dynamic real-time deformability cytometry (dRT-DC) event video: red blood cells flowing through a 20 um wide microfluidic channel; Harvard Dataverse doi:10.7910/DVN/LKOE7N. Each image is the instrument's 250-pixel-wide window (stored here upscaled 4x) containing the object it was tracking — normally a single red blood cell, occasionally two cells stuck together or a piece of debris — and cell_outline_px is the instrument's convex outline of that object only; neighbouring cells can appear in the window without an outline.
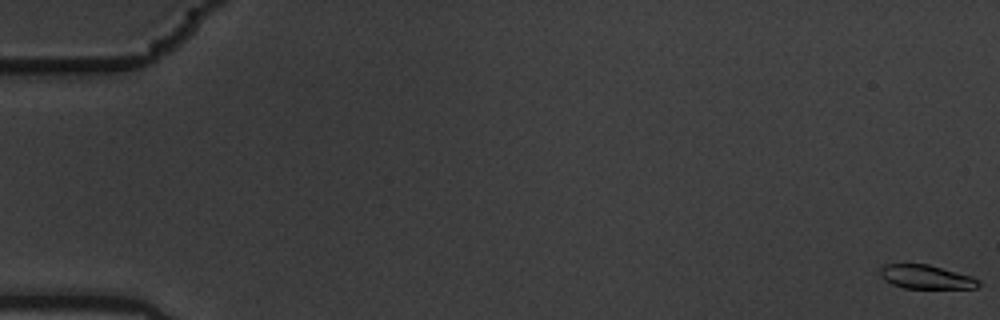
{"species": "common noctule bat (a hibernating species)", "species_latin": "Nyctalus noctula", "temperature_condition": "warm", "stored_images_in_passage": 16, "camera_frame_rate_fps": 3000, "um_per_image_px": 0.085, "animal": {"sex": "male", "body_mass_g": 19.5, "forearm_length_mm": 54.6}, "frame": {"image": 1, "passage_image": 1, "time_ms": 0.0, "image_size_px": [1000, 320], "cell_outline_px": [[980, 284], [976, 288], [904, 288], [892, 284], [884, 280], [880, 276], [880, 268], [884, 264], [928, 264], [972, 276], [980, 280]], "centroid_in_image_um": [78.71, 23.54], "position_along_channel_um": 6.3, "area_um2": 13.7}}